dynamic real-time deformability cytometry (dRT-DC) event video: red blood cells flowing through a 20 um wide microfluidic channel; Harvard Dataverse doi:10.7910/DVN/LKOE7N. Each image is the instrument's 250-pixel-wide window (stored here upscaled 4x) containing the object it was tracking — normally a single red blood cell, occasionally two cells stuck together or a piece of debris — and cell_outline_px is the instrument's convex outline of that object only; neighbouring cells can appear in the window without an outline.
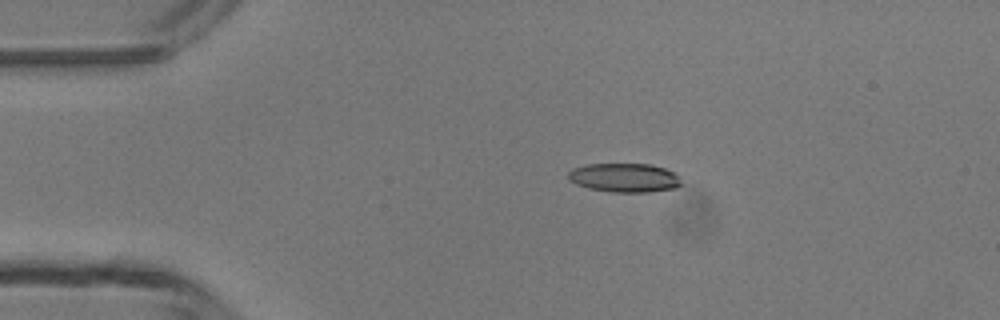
{"species": "common noctule bat (a hibernating species)", "species_latin": "Nyctalus noctula", "temperature_condition": "room temperature", "stored_images_in_passage": 3, "camera_frame_rate_fps": 3000, "um_per_image_px": 0.085, "animal": {"sex": "male", "body_mass_g": 13.3}, "frame": {"image": 1, "passage_image": 2, "time_ms": 1.0, "image_size_px": [1000, 320], "cell_outline_px": [[684, 184], [676, 188], [648, 192], [612, 192], [588, 188], [576, 184], [568, 180], [568, 172], [572, 168], [588, 164], [652, 164], [676, 172]], "centroid_in_image_um": [53.11, 15.1], "position_along_channel_um": 31.9, "area_um2": 19.36}}